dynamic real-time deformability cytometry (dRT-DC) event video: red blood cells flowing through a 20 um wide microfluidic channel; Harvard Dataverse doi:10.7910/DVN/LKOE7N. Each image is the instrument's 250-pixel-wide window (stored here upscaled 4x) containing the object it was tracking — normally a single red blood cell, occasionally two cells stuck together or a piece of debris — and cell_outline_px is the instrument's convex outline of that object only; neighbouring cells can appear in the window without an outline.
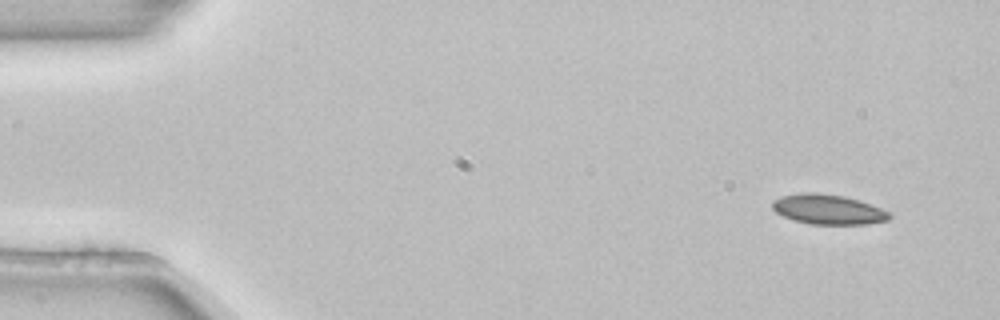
{"species": "common noctule bat (a hibernating species)", "species_latin": "Nyctalus noctula", "temperature_condition": "room temperature", "stored_images_in_passage": 4, "segment_of_instrument_passage": [1, 2], "camera_frame_rate_fps": 3000, "um_per_image_px": 0.085, "animal": {"sex": "female", "body_mass_g": 22.7, "forearm_length_mm": 54.2}, "frame": {"image": 1, "passage_image": 1, "time_ms": 0.0, "image_size_px": [1000, 320], "cell_outline_px": [[892, 216], [888, 220], [868, 224], [812, 224], [796, 220], [784, 216], [776, 212], [772, 208], [772, 200], [780, 196], [804, 192], [812, 192], [844, 196], [880, 208], [888, 212]], "centroid_in_image_um": [70.36, 17.8], "position_along_channel_um": 14.6, "area_um2": 20.11}}
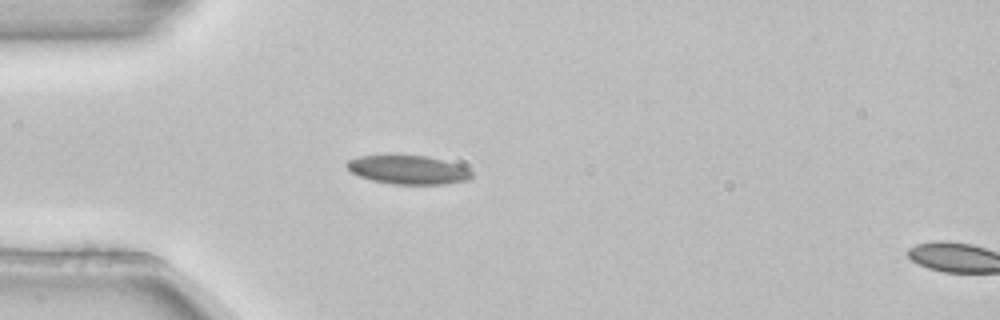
{"frame": {"image": 2, "passage_image": 3, "time_ms": 0.667, "image_size_px": [1000, 320], "cell_outline_px": [[472, 176], [468, 180], [444, 184], [392, 184], [372, 180], [360, 176], [352, 172], [344, 164], [348, 160], [360, 156], [388, 152], [396, 152], [428, 156], [456, 164], [472, 172]], "centroid_in_image_um": [34.61, 14.37], "position_along_channel_um": 50.4, "area_um2": 21.62}}